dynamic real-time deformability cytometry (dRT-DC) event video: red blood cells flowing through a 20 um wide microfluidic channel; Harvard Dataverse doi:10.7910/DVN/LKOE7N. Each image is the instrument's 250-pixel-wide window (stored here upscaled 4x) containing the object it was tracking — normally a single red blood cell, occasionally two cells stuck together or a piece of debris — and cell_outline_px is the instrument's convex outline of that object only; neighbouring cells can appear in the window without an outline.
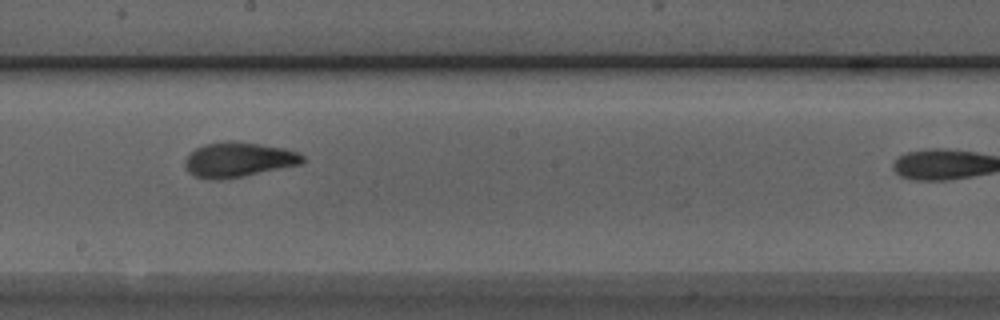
{"species": "Egyptian fruit bat (a non-hibernating species)", "species_latin": "Rousettus aegyptiacus", "temperature_condition": "room temperature", "stored_images_in_passage": 15, "camera_frame_rate_fps": 3000, "um_per_image_px": 0.085, "animal": {"sex": "male"}, "frame": {"image": 1, "passage_image": 13, "time_ms": 4.0, "image_size_px": [1000, 320], "cell_outline_px": [[304, 160], [300, 164], [244, 176], [220, 180], [208, 180], [196, 176], [188, 172], [184, 168], [184, 160], [196, 148], [204, 144], [224, 140], [232, 140], [260, 144], [284, 148], [296, 152], [304, 156]], "centroid_in_image_um": [20.22, 13.57], "position_along_channel_um": 228.0, "area_um2": 23.99}}